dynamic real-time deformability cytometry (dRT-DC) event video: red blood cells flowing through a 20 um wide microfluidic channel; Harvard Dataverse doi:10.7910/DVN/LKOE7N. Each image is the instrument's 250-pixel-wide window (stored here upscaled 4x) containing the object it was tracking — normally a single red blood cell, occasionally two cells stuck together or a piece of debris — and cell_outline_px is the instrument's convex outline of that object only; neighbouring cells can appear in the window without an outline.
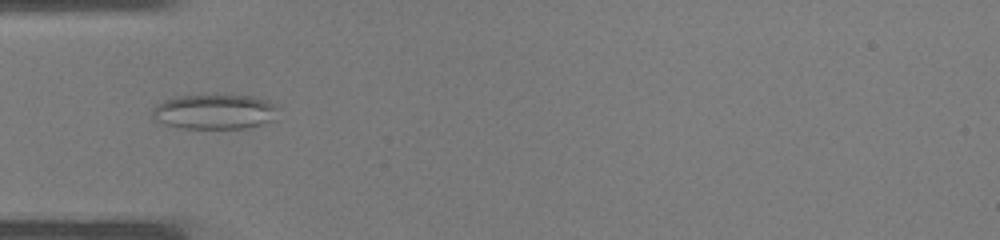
{"species": "common noctule bat (a hibernating species)", "species_latin": "Nyctalus noctula", "temperature_condition": "warm", "stored_images_in_passage": 37, "camera_frame_rate_fps": 3000, "um_per_image_px": 0.085, "animal": {"sex": "male", "body_mass_g": 19.0, "forearm_length_mm": 50.8}, "frame": {"image": 1, "passage_image": 12, "time_ms": 3.667, "image_size_px": [1000, 240], "cell_outline_px": [[276, 108], [272, 120], [248, 128], [176, 128], [164, 124], [156, 120], [152, 116], [152, 112], [156, 104], [164, 100], [180, 96], [252, 96], [264, 100], [272, 104]], "centroid_in_image_um": [18.16, 9.52], "position_along_channel_um": 66.8, "area_um2": 25.03}}
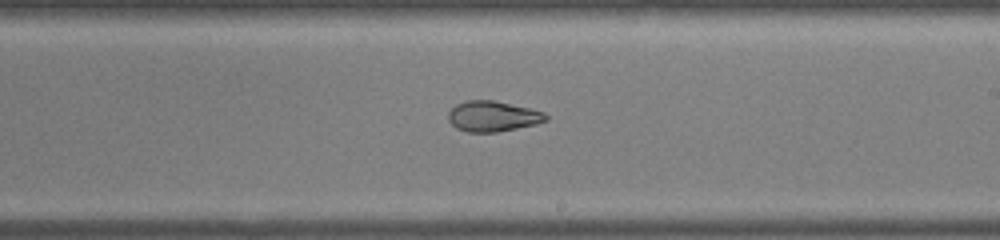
{"frame": {"image": 2, "passage_image": 22, "time_ms": 7.0, "image_size_px": [1000, 240], "cell_outline_px": [[548, 120], [536, 124], [496, 132], [468, 132], [456, 128], [448, 120], [448, 112], [456, 104], [464, 100], [492, 100], [528, 108], [544, 112], [548, 116]], "centroid_in_image_um": [41.86, 9.88], "position_along_channel_um": 247.1, "area_um2": 17.28}}
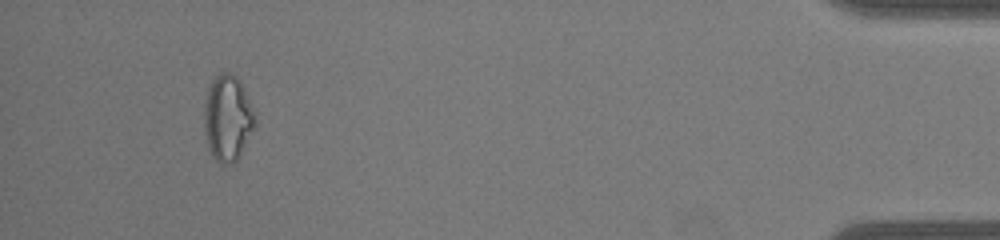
{"frame": {"image": 3, "passage_image": 35, "time_ms": 11.333, "image_size_px": [1000, 240], "cell_outline_px": [[252, 128], [240, 156], [232, 164], [220, 164], [212, 156], [208, 144], [204, 128], [204, 104], [208, 88], [212, 80], [220, 72], [232, 72], [240, 80], [244, 88], [252, 108]], "centroid_in_image_um": [19.3, 10.01], "position_along_channel_um": 415.9, "area_um2": 24.97}}